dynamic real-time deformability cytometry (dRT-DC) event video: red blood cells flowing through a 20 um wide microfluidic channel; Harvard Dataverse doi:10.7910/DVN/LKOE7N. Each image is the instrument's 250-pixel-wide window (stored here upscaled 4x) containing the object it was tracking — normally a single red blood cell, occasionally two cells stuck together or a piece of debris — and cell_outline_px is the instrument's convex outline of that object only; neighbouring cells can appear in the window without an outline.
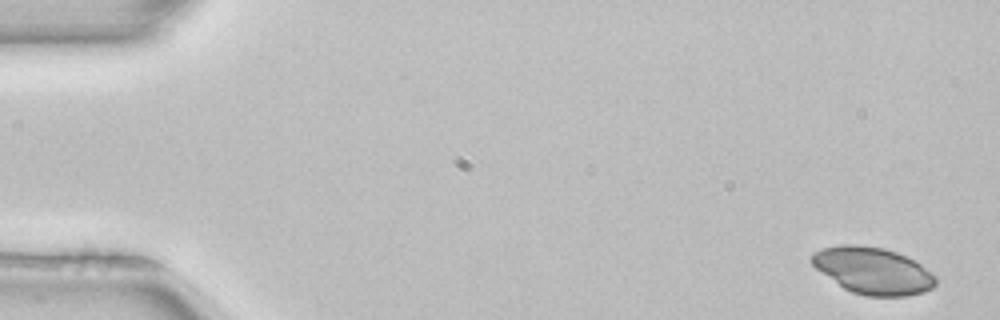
{"species": "common noctule bat (a hibernating species)", "species_latin": "Nyctalus noctula", "temperature_condition": "room temperature", "stored_images_in_passage": 4, "camera_frame_rate_fps": 3000, "um_per_image_px": 0.085, "animal": {"sex": "female", "body_mass_g": 22.7, "forearm_length_mm": 54.2}, "frame": {"image": 1, "passage_image": 1, "time_ms": 0.0, "image_size_px": [1000, 320], "cell_outline_px": [[936, 284], [932, 288], [924, 292], [908, 296], [864, 296], [852, 292], [844, 288], [816, 268], [808, 260], [812, 252], [820, 248], [840, 244], [856, 244], [884, 248], [908, 256], [916, 260], [936, 276]], "centroid_in_image_um": [74.19, 22.99], "position_along_channel_um": 10.8, "area_um2": 34.16}}